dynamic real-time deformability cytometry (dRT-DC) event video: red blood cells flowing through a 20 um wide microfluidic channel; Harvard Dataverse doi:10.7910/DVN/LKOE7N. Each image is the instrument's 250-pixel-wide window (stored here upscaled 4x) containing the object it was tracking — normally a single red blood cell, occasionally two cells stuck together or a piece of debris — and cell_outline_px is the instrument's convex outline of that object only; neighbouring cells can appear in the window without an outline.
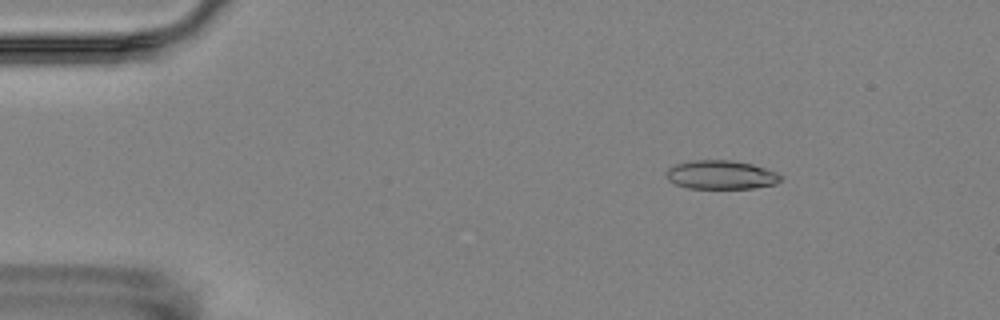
{"species": "Egyptian fruit bat (a non-hibernating species)", "species_latin": "Rousettus aegyptiacus", "temperature_condition": "room temperature", "stored_images_in_passage": 5, "camera_frame_rate_fps": 3000, "um_per_image_px": 0.085, "animal": {"sex": "female"}, "frame": {"image": 1, "passage_image": 2, "time_ms": 1.0, "image_size_px": [1000, 320], "cell_outline_px": [[784, 176], [776, 184], [752, 188], [688, 188], [676, 184], [668, 180], [664, 172], [668, 168], [676, 164], [692, 160], [728, 160], [752, 164], [776, 172]], "centroid_in_image_um": [61.27, 14.86], "position_along_channel_um": 23.7, "area_um2": 19.19}}
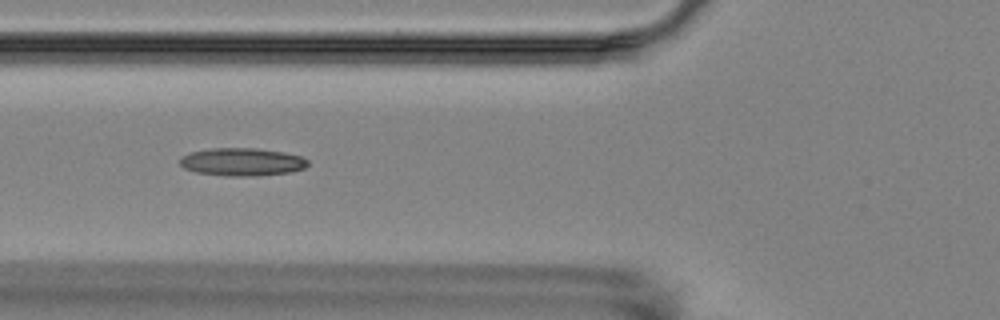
{"frame": {"image": 2, "passage_image": 5, "time_ms": 5.333, "image_size_px": [1000, 320], "cell_outline_px": [[308, 164], [304, 168], [288, 172], [248, 176], [228, 176], [196, 172], [184, 168], [180, 164], [180, 160], [188, 152], [212, 148], [256, 148], [284, 152], [300, 156], [308, 160]], "centroid_in_image_um": [20.55, 13.75], "position_along_channel_um": 105.2, "area_um2": 20.58}}